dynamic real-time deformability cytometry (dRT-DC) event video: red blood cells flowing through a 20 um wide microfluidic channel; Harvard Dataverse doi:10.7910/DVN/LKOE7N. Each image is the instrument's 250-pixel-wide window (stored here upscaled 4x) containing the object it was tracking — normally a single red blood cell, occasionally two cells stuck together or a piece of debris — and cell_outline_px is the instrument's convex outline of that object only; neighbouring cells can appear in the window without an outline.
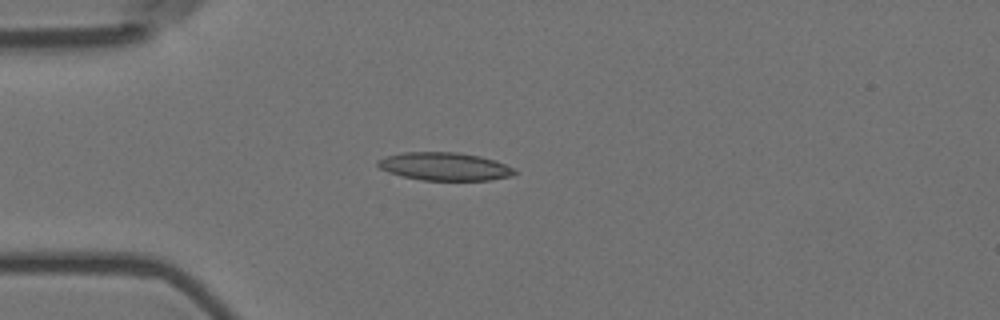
{"species": "Egyptian fruit bat (a non-hibernating species)", "species_latin": "Rousettus aegyptiacus", "temperature_condition": "room temperature", "stored_images_in_passage": 4, "camera_frame_rate_fps": 3000, "um_per_image_px": 0.085, "animal": {"sex": "female"}, "frame": {"image": 1, "passage_image": 4, "time_ms": 1.0, "image_size_px": [1000, 320], "cell_outline_px": [[516, 172], [512, 176], [492, 180], [424, 180], [404, 176], [388, 172], [380, 168], [376, 164], [376, 160], [384, 156], [404, 152], [456, 152], [480, 156], [516, 168]], "centroid_in_image_um": [37.78, 14.14], "position_along_channel_um": 47.2, "area_um2": 22.31}}